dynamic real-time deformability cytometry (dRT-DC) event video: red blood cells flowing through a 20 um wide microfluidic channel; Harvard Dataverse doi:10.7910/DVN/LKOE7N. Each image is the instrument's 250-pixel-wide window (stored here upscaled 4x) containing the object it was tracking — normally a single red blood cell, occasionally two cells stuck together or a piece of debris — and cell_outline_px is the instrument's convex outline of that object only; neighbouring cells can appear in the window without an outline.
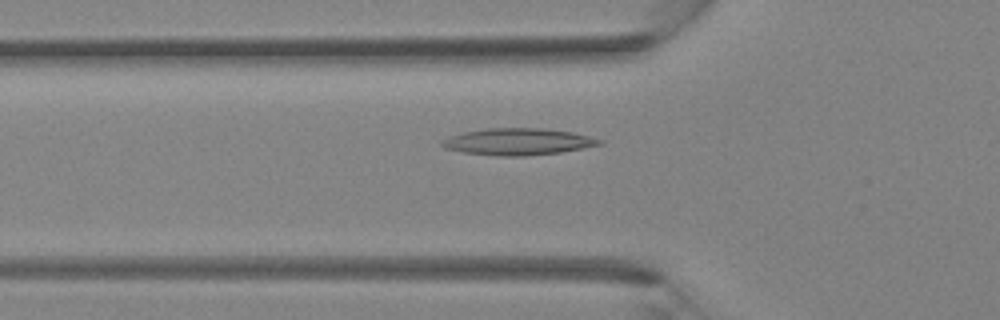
{"species": "Egyptian fruit bat (a non-hibernating species)", "species_latin": "Rousettus aegyptiacus", "temperature_condition": "room temperature", "stored_images_in_passage": 40, "camera_frame_rate_fps": 3000, "um_per_image_px": 0.085, "animal": {"sex": "female"}, "frame": {"image": 1, "passage_image": 14, "time_ms": 4.333, "image_size_px": [1000, 320], "cell_outline_px": [[604, 144], [560, 152], [524, 156], [496, 156], [464, 152], [444, 148], [440, 144], [440, 140], [448, 136], [464, 132], [488, 128], [544, 128], [572, 132], [604, 140]], "centroid_in_image_um": [44.01, 12.04], "position_along_channel_um": 81.8, "area_um2": 24.62}}
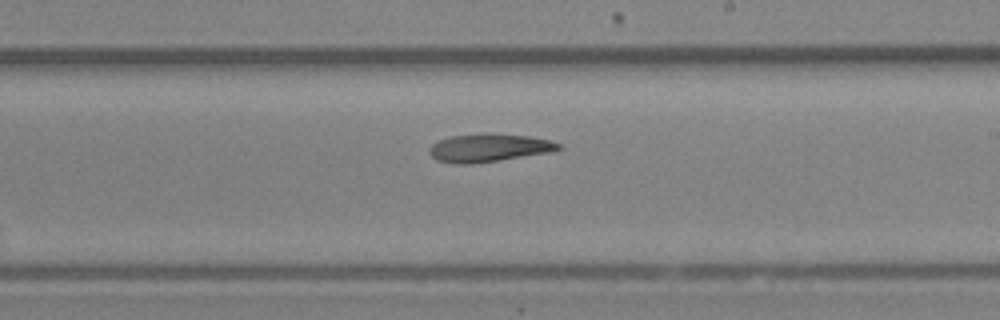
{"frame": {"image": 2, "passage_image": 24, "time_ms": 7.667, "image_size_px": [1000, 320], "cell_outline_px": [[560, 148], [548, 152], [500, 160], [472, 164], [456, 164], [436, 160], [428, 152], [428, 148], [432, 144], [440, 140], [452, 136], [484, 132], [488, 132], [528, 136], [548, 140], [560, 144]], "centroid_in_image_um": [41.48, 12.55], "position_along_channel_um": 247.5, "area_um2": 21.1}}
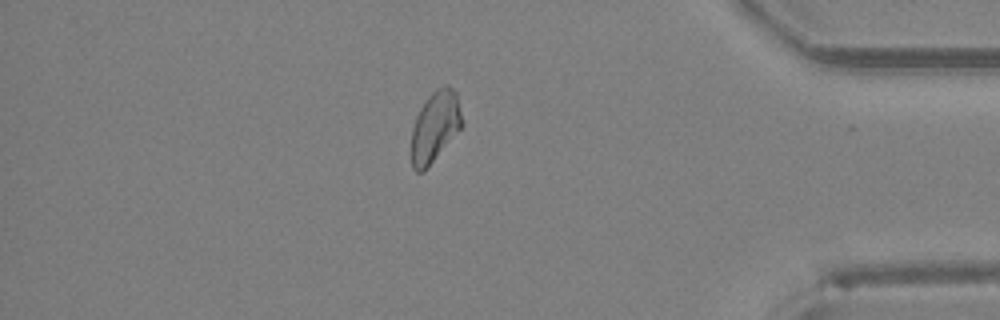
{"frame": {"image": 3, "passage_image": 35, "time_ms": 11.333, "image_size_px": [1000, 320], "cell_outline_px": [[464, 124], [424, 172], [416, 172], [412, 168], [412, 128], [416, 116], [420, 108], [428, 96], [436, 88], [448, 84], [456, 92]], "centroid_in_image_um": [36.98, 10.75], "position_along_channel_um": 398.2, "area_um2": 20.87}}